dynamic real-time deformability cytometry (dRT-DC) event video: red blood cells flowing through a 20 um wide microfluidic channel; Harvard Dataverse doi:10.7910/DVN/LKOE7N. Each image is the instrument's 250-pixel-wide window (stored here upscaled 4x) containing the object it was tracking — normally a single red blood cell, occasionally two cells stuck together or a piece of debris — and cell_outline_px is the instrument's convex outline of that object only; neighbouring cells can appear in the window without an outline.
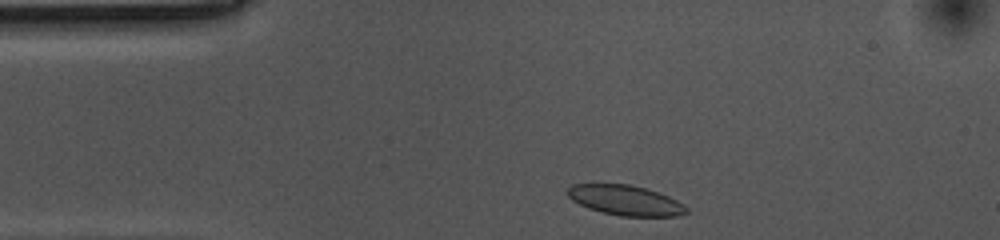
{"species": "common noctule bat (a hibernating species)", "species_latin": "Nyctalus noctula", "temperature_condition": "cold", "stored_images_in_passage": 34, "camera_frame_rate_fps": 3000, "um_per_image_px": 0.085, "animal": {"sex": "female", "body_mass_g": 10.0, "forearm_length_mm": 53.1}, "frame": {"image": 1, "passage_image": 1, "time_ms": 0.0, "image_size_px": [1000, 240], "cell_outline_px": [[688, 212], [676, 216], [620, 216], [588, 208], [572, 200], [568, 196], [568, 188], [572, 184], [628, 184], [644, 188], [668, 196], [684, 204], [688, 208]], "centroid_in_image_um": [53.16, 17.02], "position_along_channel_um": 31.8, "area_um2": 20.58}}
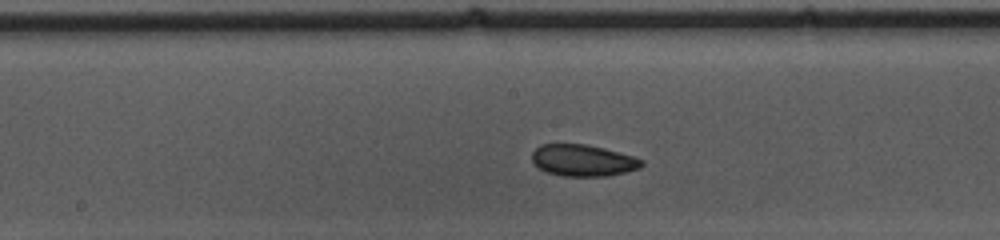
{"frame": {"image": 2, "passage_image": 18, "time_ms": 5.667, "image_size_px": [1000, 240], "cell_outline_px": [[644, 164], [640, 168], [608, 176], [560, 176], [548, 172], [532, 164], [532, 152], [540, 144], [584, 144], [604, 148], [632, 156], [644, 160]], "centroid_in_image_um": [49.54, 13.63], "position_along_channel_um": 198.7, "area_um2": 20.23}}
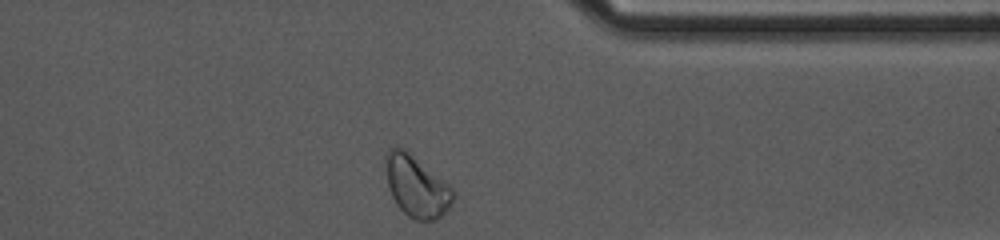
{"frame": {"image": 3, "passage_image": 34, "time_ms": 11.0, "image_size_px": [1000, 240], "cell_outline_px": [[452, 200], [448, 208], [436, 220], [416, 220], [408, 216], [396, 204], [388, 188], [384, 164], [384, 156], [388, 148], [396, 144], [404, 148], [448, 184], [452, 188]], "centroid_in_image_um": [35.32, 15.79], "position_along_channel_um": 376.1, "area_um2": 24.04}}